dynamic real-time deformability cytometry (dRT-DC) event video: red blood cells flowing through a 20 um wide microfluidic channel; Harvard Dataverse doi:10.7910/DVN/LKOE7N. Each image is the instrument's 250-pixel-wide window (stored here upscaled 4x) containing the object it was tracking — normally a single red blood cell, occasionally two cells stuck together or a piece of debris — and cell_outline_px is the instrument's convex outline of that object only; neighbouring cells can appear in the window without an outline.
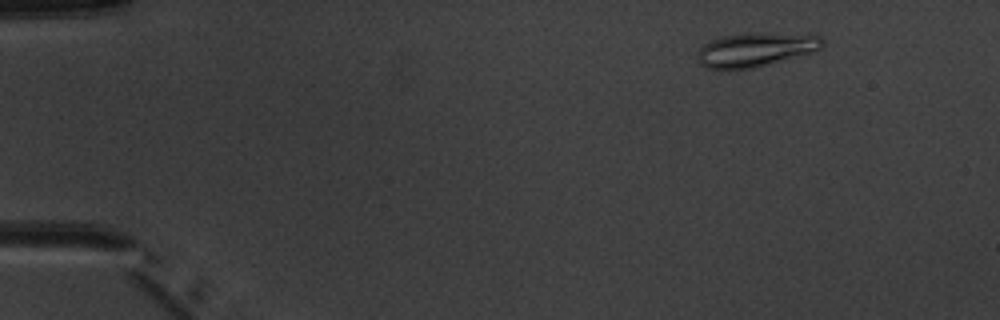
{"species": "common noctule bat (a hibernating species)", "species_latin": "Nyctalus noctula", "temperature_condition": "warm", "stored_images_in_passage": 4, "camera_frame_rate_fps": 3000, "um_per_image_px": 0.085, "animal": {"sex": "male", "body_mass_g": 20.1, "forearm_length_mm": 53.5}, "frame": {"image": 1, "passage_image": 1, "time_ms": 0.0, "image_size_px": [1000, 320], "cell_outline_px": [[824, 44], [816, 52], [752, 68], [708, 68], [700, 64], [696, 56], [696, 52], [704, 44], [712, 40], [724, 36], [744, 32], [808, 32], [820, 36], [824, 40]], "centroid_in_image_um": [64.33, 4.16], "position_along_channel_um": 20.7, "area_um2": 25.43}}
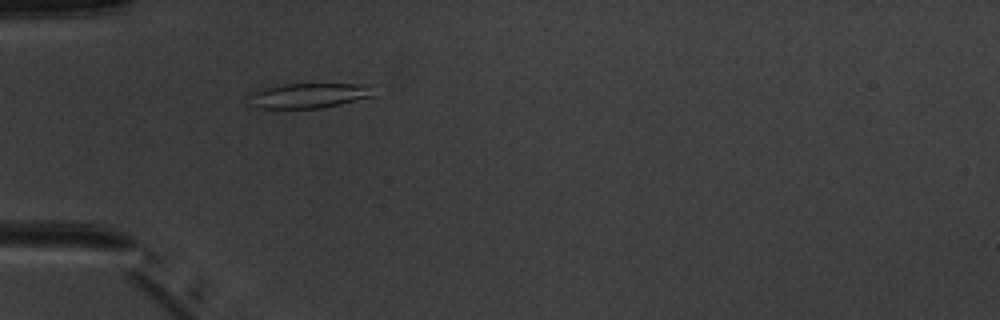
{"frame": {"image": 2, "passage_image": 4, "time_ms": 3.333, "image_size_px": [1000, 320], "cell_outline_px": [[376, 96], [340, 104], [320, 108], [256, 108], [248, 104], [244, 96], [248, 92], [260, 88], [288, 84], [376, 84]], "centroid_in_image_um": [26.23, 8.11], "position_along_channel_um": 58.8, "area_um2": 18.96}}